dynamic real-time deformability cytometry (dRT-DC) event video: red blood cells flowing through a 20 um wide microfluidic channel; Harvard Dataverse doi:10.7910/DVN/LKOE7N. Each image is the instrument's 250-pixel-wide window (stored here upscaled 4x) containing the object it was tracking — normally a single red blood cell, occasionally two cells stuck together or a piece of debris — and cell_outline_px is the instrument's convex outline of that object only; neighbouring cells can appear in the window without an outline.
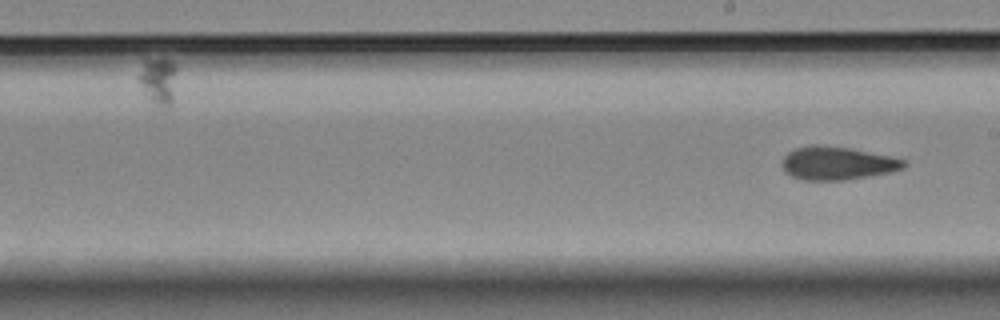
{"species": "Egyptian fruit bat (a non-hibernating species)", "species_latin": "Rousettus aegyptiacus", "temperature_condition": "room temperature", "stored_images_in_passage": 14, "segment_of_instrument_passage": [2, 2], "camera_frame_rate_fps": 3000, "um_per_image_px": 0.085, "animal": {"sex": "female"}, "frame": {"image": 1, "passage_image": 14, "time_ms": 15.667, "image_size_px": [1000, 320], "cell_outline_px": [[908, 164], [904, 168], [888, 172], [844, 180], [804, 180], [792, 176], [784, 172], [780, 164], [784, 156], [788, 152], [796, 148], [812, 144], [824, 144], [852, 148], [892, 156], [908, 160]], "centroid_in_image_um": [71.16, 13.85], "position_along_channel_um": 217.8, "area_um2": 23.93}}